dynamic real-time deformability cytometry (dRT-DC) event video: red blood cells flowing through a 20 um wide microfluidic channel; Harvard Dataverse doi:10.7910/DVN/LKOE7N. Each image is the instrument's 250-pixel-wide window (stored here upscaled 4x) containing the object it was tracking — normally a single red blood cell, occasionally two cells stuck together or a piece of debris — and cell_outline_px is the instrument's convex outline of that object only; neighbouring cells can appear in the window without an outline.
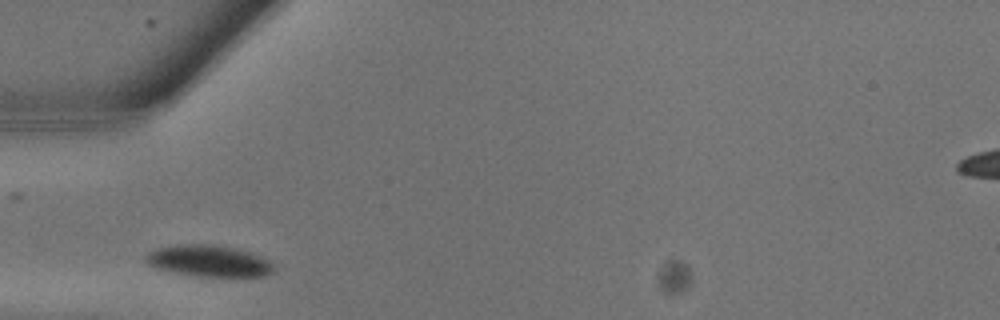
{"species": "common noctule bat (a hibernating species)", "species_latin": "Nyctalus noctula", "temperature_condition": "warm", "stored_images_in_passage": 7, "camera_frame_rate_fps": 3000, "um_per_image_px": 0.085, "animal": {"sex": "male", "body_mass_g": 13.3}, "frame": {"image": 1, "passage_image": 1, "time_ms": 0.0, "image_size_px": [1000, 320], "cell_outline_px": [[272, 272], [264, 276], [200, 276], [152, 268], [144, 260], [144, 256], [148, 252], [156, 248], [176, 244], [212, 244], [236, 248], [248, 252], [268, 260], [272, 264]], "centroid_in_image_um": [17.66, 22.16], "position_along_channel_um": 67.3, "area_um2": 23.35}}
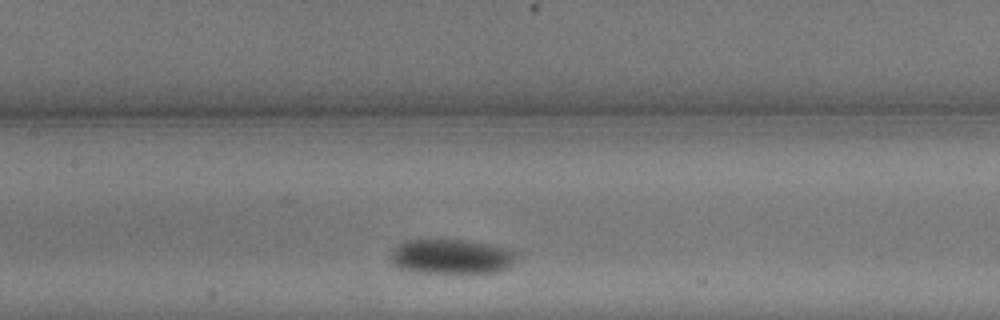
{"frame": {"image": 2, "passage_image": 5, "time_ms": 1.333, "image_size_px": [1000, 320], "cell_outline_px": [[516, 256], [504, 268], [496, 272], [416, 272], [400, 268], [388, 256], [392, 248], [396, 244], [404, 240], [464, 240], [488, 244], [508, 248], [516, 252]], "centroid_in_image_um": [38.28, 21.78], "position_along_channel_um": 169.1, "area_um2": 25.09}}
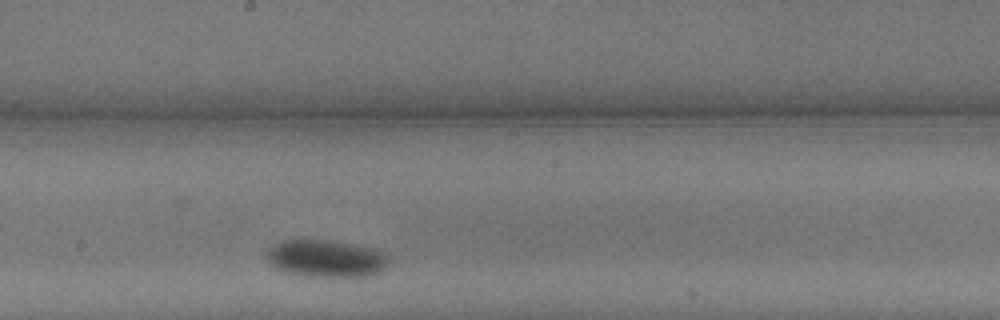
{"frame": {"image": 3, "passage_image": 7, "time_ms": 2.0, "image_size_px": [1000, 320], "cell_outline_px": [[392, 260], [388, 268], [380, 272], [364, 276], [304, 276], [284, 272], [276, 268], [268, 260], [268, 248], [284, 240], [332, 240], [376, 248], [388, 252], [392, 256]], "centroid_in_image_um": [27.85, 21.96], "position_along_channel_um": 220.4, "area_um2": 26.99}}